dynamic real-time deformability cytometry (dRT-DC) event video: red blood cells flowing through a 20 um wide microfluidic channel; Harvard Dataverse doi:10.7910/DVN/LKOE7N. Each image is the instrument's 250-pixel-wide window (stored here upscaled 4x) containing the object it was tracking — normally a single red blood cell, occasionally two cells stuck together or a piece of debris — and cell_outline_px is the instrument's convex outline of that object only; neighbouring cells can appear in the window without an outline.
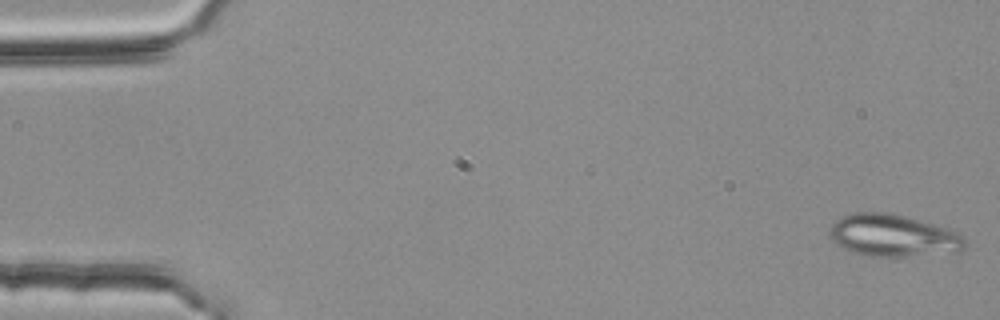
{"species": "common noctule bat (a hibernating species)", "species_latin": "Nyctalus noctula", "temperature_condition": "room temperature", "stored_images_in_passage": 5, "camera_frame_rate_fps": 3000, "um_per_image_px": 0.085, "animal": {"sex": "female", "body_mass_g": 25.1}, "frame": {"image": 1, "passage_image": 1, "time_ms": 0.0, "image_size_px": [1000, 320], "cell_outline_px": [[968, 244], [960, 252], [908, 256], [864, 256], [852, 252], [836, 244], [828, 236], [828, 228], [840, 216], [852, 212], [892, 212], [948, 228], [960, 232], [964, 236]], "centroid_in_image_um": [75.92, 20.01], "position_along_channel_um": 9.1, "area_um2": 33.99}}